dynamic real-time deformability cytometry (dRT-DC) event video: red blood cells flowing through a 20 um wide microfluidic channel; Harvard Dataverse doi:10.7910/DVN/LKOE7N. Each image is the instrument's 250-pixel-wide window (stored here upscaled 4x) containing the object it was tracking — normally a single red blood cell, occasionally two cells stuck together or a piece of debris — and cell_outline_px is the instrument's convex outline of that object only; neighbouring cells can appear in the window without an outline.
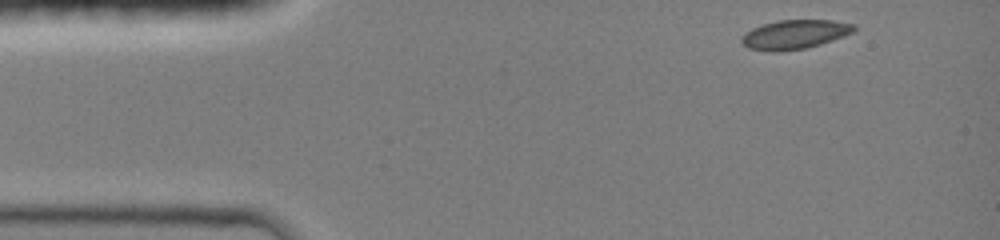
{"species": "common noctule bat (a hibernating species)", "species_latin": "Nyctalus noctula", "temperature_condition": "room temperature", "stored_images_in_passage": 38, "camera_frame_rate_fps": 3000, "um_per_image_px": 0.085, "animal": {"sex": "female", "body_mass_g": 19.0, "forearm_length_mm": 51.5}, "frame": {"image": 1, "passage_image": 1, "time_ms": 0.0, "image_size_px": [1000, 240], "cell_outline_px": [[856, 28], [852, 32], [844, 36], [820, 44], [804, 48], [776, 52], [772, 52], [748, 48], [740, 40], [740, 36], [752, 28], [776, 20], [832, 20], [856, 24]], "centroid_in_image_um": [67.53, 2.92], "position_along_channel_um": 17.5, "area_um2": 19.07}}
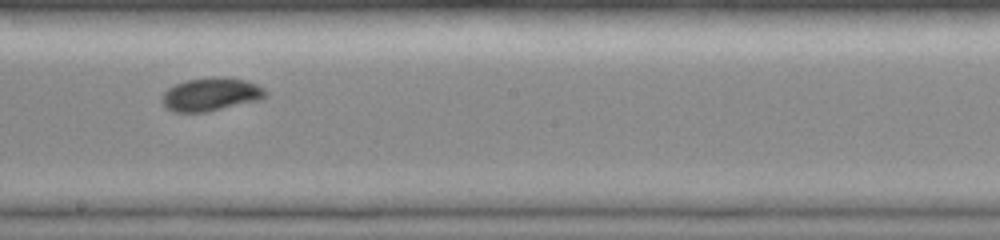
{"frame": {"image": 2, "passage_image": 22, "time_ms": 7.0, "image_size_px": [1000, 240], "cell_outline_px": [[268, 92], [260, 100], [208, 112], [176, 112], [168, 108], [160, 100], [164, 92], [168, 88], [176, 84], [188, 80], [220, 76], [244, 80], [256, 84], [264, 88]], "centroid_in_image_um": [17.94, 8.03], "position_along_channel_um": 230.3, "area_um2": 19.94}}
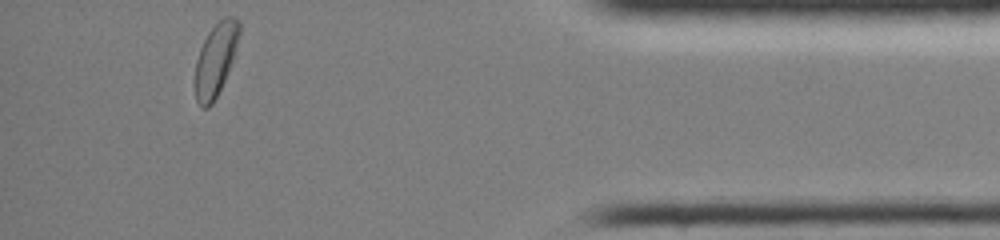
{"frame": {"image": 3, "passage_image": 38, "time_ms": 12.333, "image_size_px": [1000, 240], "cell_outline_px": [[240, 32], [236, 52], [228, 72], [212, 104], [208, 108], [204, 108], [196, 100], [196, 60], [200, 48], [208, 32], [224, 16], [232, 16], [240, 20]], "centroid_in_image_um": [18.36, 5.01], "position_along_channel_um": 416.8, "area_um2": 18.55}, "authors_computed_cell_mechanics": {"area_um2": 19.1318, "velocity_mm_per_s": 4.1514, "shape_relaxation_time_tau1_ms": 4.5192, "shape_relaxation_time_tau2_ms": null, "deformation_change_tau1": 0.1247, "deformation_change_tau2": null}}